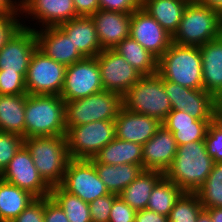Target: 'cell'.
Returning <instances> with one entry per match:
<instances>
[{
    "mask_svg": "<svg viewBox=\"0 0 222 222\" xmlns=\"http://www.w3.org/2000/svg\"><path fill=\"white\" fill-rule=\"evenodd\" d=\"M26 75L0 70V95L27 94Z\"/></svg>",
    "mask_w": 222,
    "mask_h": 222,
    "instance_id": "37",
    "label": "cell"
},
{
    "mask_svg": "<svg viewBox=\"0 0 222 222\" xmlns=\"http://www.w3.org/2000/svg\"><path fill=\"white\" fill-rule=\"evenodd\" d=\"M130 36L158 59L172 43V35L141 6L131 14Z\"/></svg>",
    "mask_w": 222,
    "mask_h": 222,
    "instance_id": "15",
    "label": "cell"
},
{
    "mask_svg": "<svg viewBox=\"0 0 222 222\" xmlns=\"http://www.w3.org/2000/svg\"><path fill=\"white\" fill-rule=\"evenodd\" d=\"M17 17L21 16L0 14V49L23 26Z\"/></svg>",
    "mask_w": 222,
    "mask_h": 222,
    "instance_id": "40",
    "label": "cell"
},
{
    "mask_svg": "<svg viewBox=\"0 0 222 222\" xmlns=\"http://www.w3.org/2000/svg\"><path fill=\"white\" fill-rule=\"evenodd\" d=\"M23 145L24 138L22 136L0 132V174Z\"/></svg>",
    "mask_w": 222,
    "mask_h": 222,
    "instance_id": "36",
    "label": "cell"
},
{
    "mask_svg": "<svg viewBox=\"0 0 222 222\" xmlns=\"http://www.w3.org/2000/svg\"><path fill=\"white\" fill-rule=\"evenodd\" d=\"M96 59L105 91H111L123 97L142 77L123 56L113 49H103Z\"/></svg>",
    "mask_w": 222,
    "mask_h": 222,
    "instance_id": "12",
    "label": "cell"
},
{
    "mask_svg": "<svg viewBox=\"0 0 222 222\" xmlns=\"http://www.w3.org/2000/svg\"><path fill=\"white\" fill-rule=\"evenodd\" d=\"M104 91L96 57H86L66 66L64 85L60 96L74 101Z\"/></svg>",
    "mask_w": 222,
    "mask_h": 222,
    "instance_id": "11",
    "label": "cell"
},
{
    "mask_svg": "<svg viewBox=\"0 0 222 222\" xmlns=\"http://www.w3.org/2000/svg\"><path fill=\"white\" fill-rule=\"evenodd\" d=\"M113 50L123 56L142 76L158 73V58L131 36L117 44Z\"/></svg>",
    "mask_w": 222,
    "mask_h": 222,
    "instance_id": "31",
    "label": "cell"
},
{
    "mask_svg": "<svg viewBox=\"0 0 222 222\" xmlns=\"http://www.w3.org/2000/svg\"><path fill=\"white\" fill-rule=\"evenodd\" d=\"M66 135L65 101L59 95L27 94L25 138Z\"/></svg>",
    "mask_w": 222,
    "mask_h": 222,
    "instance_id": "2",
    "label": "cell"
},
{
    "mask_svg": "<svg viewBox=\"0 0 222 222\" xmlns=\"http://www.w3.org/2000/svg\"><path fill=\"white\" fill-rule=\"evenodd\" d=\"M100 9L132 14L141 6V0H98Z\"/></svg>",
    "mask_w": 222,
    "mask_h": 222,
    "instance_id": "43",
    "label": "cell"
},
{
    "mask_svg": "<svg viewBox=\"0 0 222 222\" xmlns=\"http://www.w3.org/2000/svg\"><path fill=\"white\" fill-rule=\"evenodd\" d=\"M172 110L188 113L197 120H213L215 98L204 89H190L164 80Z\"/></svg>",
    "mask_w": 222,
    "mask_h": 222,
    "instance_id": "14",
    "label": "cell"
},
{
    "mask_svg": "<svg viewBox=\"0 0 222 222\" xmlns=\"http://www.w3.org/2000/svg\"><path fill=\"white\" fill-rule=\"evenodd\" d=\"M158 74L167 80L190 89H204L199 47L171 43L158 59Z\"/></svg>",
    "mask_w": 222,
    "mask_h": 222,
    "instance_id": "3",
    "label": "cell"
},
{
    "mask_svg": "<svg viewBox=\"0 0 222 222\" xmlns=\"http://www.w3.org/2000/svg\"><path fill=\"white\" fill-rule=\"evenodd\" d=\"M35 199L28 191L0 178V222H12Z\"/></svg>",
    "mask_w": 222,
    "mask_h": 222,
    "instance_id": "30",
    "label": "cell"
},
{
    "mask_svg": "<svg viewBox=\"0 0 222 222\" xmlns=\"http://www.w3.org/2000/svg\"><path fill=\"white\" fill-rule=\"evenodd\" d=\"M214 119L222 120V95L215 97Z\"/></svg>",
    "mask_w": 222,
    "mask_h": 222,
    "instance_id": "50",
    "label": "cell"
},
{
    "mask_svg": "<svg viewBox=\"0 0 222 222\" xmlns=\"http://www.w3.org/2000/svg\"><path fill=\"white\" fill-rule=\"evenodd\" d=\"M205 141L190 142L177 147V153L164 176L183 192L195 193L206 181L214 166Z\"/></svg>",
    "mask_w": 222,
    "mask_h": 222,
    "instance_id": "1",
    "label": "cell"
},
{
    "mask_svg": "<svg viewBox=\"0 0 222 222\" xmlns=\"http://www.w3.org/2000/svg\"><path fill=\"white\" fill-rule=\"evenodd\" d=\"M110 193L119 195L143 170L141 165L93 163Z\"/></svg>",
    "mask_w": 222,
    "mask_h": 222,
    "instance_id": "29",
    "label": "cell"
},
{
    "mask_svg": "<svg viewBox=\"0 0 222 222\" xmlns=\"http://www.w3.org/2000/svg\"><path fill=\"white\" fill-rule=\"evenodd\" d=\"M34 31L37 48L54 61L69 66L85 58L58 26L41 27Z\"/></svg>",
    "mask_w": 222,
    "mask_h": 222,
    "instance_id": "17",
    "label": "cell"
},
{
    "mask_svg": "<svg viewBox=\"0 0 222 222\" xmlns=\"http://www.w3.org/2000/svg\"><path fill=\"white\" fill-rule=\"evenodd\" d=\"M203 209L196 193L184 192L168 216L169 222H196Z\"/></svg>",
    "mask_w": 222,
    "mask_h": 222,
    "instance_id": "35",
    "label": "cell"
},
{
    "mask_svg": "<svg viewBox=\"0 0 222 222\" xmlns=\"http://www.w3.org/2000/svg\"><path fill=\"white\" fill-rule=\"evenodd\" d=\"M212 120H197L188 113L171 110L162 125L172 132L177 146L190 142L203 141Z\"/></svg>",
    "mask_w": 222,
    "mask_h": 222,
    "instance_id": "23",
    "label": "cell"
},
{
    "mask_svg": "<svg viewBox=\"0 0 222 222\" xmlns=\"http://www.w3.org/2000/svg\"><path fill=\"white\" fill-rule=\"evenodd\" d=\"M24 146L43 180L50 187L60 185L71 159L65 135L25 138Z\"/></svg>",
    "mask_w": 222,
    "mask_h": 222,
    "instance_id": "5",
    "label": "cell"
},
{
    "mask_svg": "<svg viewBox=\"0 0 222 222\" xmlns=\"http://www.w3.org/2000/svg\"><path fill=\"white\" fill-rule=\"evenodd\" d=\"M118 195L109 193L106 196L96 198L89 203L90 216L92 222H109L110 211L113 206L114 199Z\"/></svg>",
    "mask_w": 222,
    "mask_h": 222,
    "instance_id": "39",
    "label": "cell"
},
{
    "mask_svg": "<svg viewBox=\"0 0 222 222\" xmlns=\"http://www.w3.org/2000/svg\"><path fill=\"white\" fill-rule=\"evenodd\" d=\"M122 107V96L105 90L78 100L65 101L66 131L99 120L114 121Z\"/></svg>",
    "mask_w": 222,
    "mask_h": 222,
    "instance_id": "7",
    "label": "cell"
},
{
    "mask_svg": "<svg viewBox=\"0 0 222 222\" xmlns=\"http://www.w3.org/2000/svg\"><path fill=\"white\" fill-rule=\"evenodd\" d=\"M196 222H212V220L209 213L203 208L201 212L199 213V216Z\"/></svg>",
    "mask_w": 222,
    "mask_h": 222,
    "instance_id": "51",
    "label": "cell"
},
{
    "mask_svg": "<svg viewBox=\"0 0 222 222\" xmlns=\"http://www.w3.org/2000/svg\"><path fill=\"white\" fill-rule=\"evenodd\" d=\"M206 150L214 162H222V125L213 119L205 135Z\"/></svg>",
    "mask_w": 222,
    "mask_h": 222,
    "instance_id": "38",
    "label": "cell"
},
{
    "mask_svg": "<svg viewBox=\"0 0 222 222\" xmlns=\"http://www.w3.org/2000/svg\"><path fill=\"white\" fill-rule=\"evenodd\" d=\"M60 186L88 204L110 193L87 159H70Z\"/></svg>",
    "mask_w": 222,
    "mask_h": 222,
    "instance_id": "10",
    "label": "cell"
},
{
    "mask_svg": "<svg viewBox=\"0 0 222 222\" xmlns=\"http://www.w3.org/2000/svg\"><path fill=\"white\" fill-rule=\"evenodd\" d=\"M89 160L92 163L135 164L143 167L142 145L115 137Z\"/></svg>",
    "mask_w": 222,
    "mask_h": 222,
    "instance_id": "25",
    "label": "cell"
},
{
    "mask_svg": "<svg viewBox=\"0 0 222 222\" xmlns=\"http://www.w3.org/2000/svg\"><path fill=\"white\" fill-rule=\"evenodd\" d=\"M210 215L212 222H222V207L221 208H204Z\"/></svg>",
    "mask_w": 222,
    "mask_h": 222,
    "instance_id": "49",
    "label": "cell"
},
{
    "mask_svg": "<svg viewBox=\"0 0 222 222\" xmlns=\"http://www.w3.org/2000/svg\"><path fill=\"white\" fill-rule=\"evenodd\" d=\"M44 222H70L63 209L50 196L44 198Z\"/></svg>",
    "mask_w": 222,
    "mask_h": 222,
    "instance_id": "44",
    "label": "cell"
},
{
    "mask_svg": "<svg viewBox=\"0 0 222 222\" xmlns=\"http://www.w3.org/2000/svg\"><path fill=\"white\" fill-rule=\"evenodd\" d=\"M134 222H169L168 217L154 211L144 209L136 211Z\"/></svg>",
    "mask_w": 222,
    "mask_h": 222,
    "instance_id": "46",
    "label": "cell"
},
{
    "mask_svg": "<svg viewBox=\"0 0 222 222\" xmlns=\"http://www.w3.org/2000/svg\"><path fill=\"white\" fill-rule=\"evenodd\" d=\"M136 211L118 195L110 211L109 222H134Z\"/></svg>",
    "mask_w": 222,
    "mask_h": 222,
    "instance_id": "41",
    "label": "cell"
},
{
    "mask_svg": "<svg viewBox=\"0 0 222 222\" xmlns=\"http://www.w3.org/2000/svg\"><path fill=\"white\" fill-rule=\"evenodd\" d=\"M0 178L28 191L36 198L50 196L51 187L40 176L30 152L24 145L0 174Z\"/></svg>",
    "mask_w": 222,
    "mask_h": 222,
    "instance_id": "13",
    "label": "cell"
},
{
    "mask_svg": "<svg viewBox=\"0 0 222 222\" xmlns=\"http://www.w3.org/2000/svg\"><path fill=\"white\" fill-rule=\"evenodd\" d=\"M91 18L102 49H113L130 36L131 14L99 9Z\"/></svg>",
    "mask_w": 222,
    "mask_h": 222,
    "instance_id": "21",
    "label": "cell"
},
{
    "mask_svg": "<svg viewBox=\"0 0 222 222\" xmlns=\"http://www.w3.org/2000/svg\"><path fill=\"white\" fill-rule=\"evenodd\" d=\"M204 90L214 98L222 95V35L199 47Z\"/></svg>",
    "mask_w": 222,
    "mask_h": 222,
    "instance_id": "24",
    "label": "cell"
},
{
    "mask_svg": "<svg viewBox=\"0 0 222 222\" xmlns=\"http://www.w3.org/2000/svg\"><path fill=\"white\" fill-rule=\"evenodd\" d=\"M164 177L159 171L143 169L137 178L120 194V198L135 211L147 208L149 197L155 185Z\"/></svg>",
    "mask_w": 222,
    "mask_h": 222,
    "instance_id": "27",
    "label": "cell"
},
{
    "mask_svg": "<svg viewBox=\"0 0 222 222\" xmlns=\"http://www.w3.org/2000/svg\"><path fill=\"white\" fill-rule=\"evenodd\" d=\"M203 208L222 207V162H215L206 181L195 192Z\"/></svg>",
    "mask_w": 222,
    "mask_h": 222,
    "instance_id": "34",
    "label": "cell"
},
{
    "mask_svg": "<svg viewBox=\"0 0 222 222\" xmlns=\"http://www.w3.org/2000/svg\"><path fill=\"white\" fill-rule=\"evenodd\" d=\"M183 193L178 186L164 176L151 192L146 209L168 217Z\"/></svg>",
    "mask_w": 222,
    "mask_h": 222,
    "instance_id": "33",
    "label": "cell"
},
{
    "mask_svg": "<svg viewBox=\"0 0 222 222\" xmlns=\"http://www.w3.org/2000/svg\"><path fill=\"white\" fill-rule=\"evenodd\" d=\"M177 147L172 132L162 125L154 136L142 146L143 169L164 174L174 160Z\"/></svg>",
    "mask_w": 222,
    "mask_h": 222,
    "instance_id": "20",
    "label": "cell"
},
{
    "mask_svg": "<svg viewBox=\"0 0 222 222\" xmlns=\"http://www.w3.org/2000/svg\"><path fill=\"white\" fill-rule=\"evenodd\" d=\"M50 197L63 209L70 222H92L89 204L60 185L51 187Z\"/></svg>",
    "mask_w": 222,
    "mask_h": 222,
    "instance_id": "32",
    "label": "cell"
},
{
    "mask_svg": "<svg viewBox=\"0 0 222 222\" xmlns=\"http://www.w3.org/2000/svg\"><path fill=\"white\" fill-rule=\"evenodd\" d=\"M222 35V17L209 7L190 0L182 14L172 42L178 45L201 47Z\"/></svg>",
    "mask_w": 222,
    "mask_h": 222,
    "instance_id": "4",
    "label": "cell"
},
{
    "mask_svg": "<svg viewBox=\"0 0 222 222\" xmlns=\"http://www.w3.org/2000/svg\"><path fill=\"white\" fill-rule=\"evenodd\" d=\"M219 124L222 125V120H216Z\"/></svg>",
    "mask_w": 222,
    "mask_h": 222,
    "instance_id": "52",
    "label": "cell"
},
{
    "mask_svg": "<svg viewBox=\"0 0 222 222\" xmlns=\"http://www.w3.org/2000/svg\"><path fill=\"white\" fill-rule=\"evenodd\" d=\"M74 47L86 58L96 57L103 49L99 44L96 27L91 17L78 16L58 26Z\"/></svg>",
    "mask_w": 222,
    "mask_h": 222,
    "instance_id": "22",
    "label": "cell"
},
{
    "mask_svg": "<svg viewBox=\"0 0 222 222\" xmlns=\"http://www.w3.org/2000/svg\"><path fill=\"white\" fill-rule=\"evenodd\" d=\"M27 94L0 95V132L25 139V105Z\"/></svg>",
    "mask_w": 222,
    "mask_h": 222,
    "instance_id": "26",
    "label": "cell"
},
{
    "mask_svg": "<svg viewBox=\"0 0 222 222\" xmlns=\"http://www.w3.org/2000/svg\"><path fill=\"white\" fill-rule=\"evenodd\" d=\"M189 1L141 0V7L173 36L179 28L183 11Z\"/></svg>",
    "mask_w": 222,
    "mask_h": 222,
    "instance_id": "28",
    "label": "cell"
},
{
    "mask_svg": "<svg viewBox=\"0 0 222 222\" xmlns=\"http://www.w3.org/2000/svg\"><path fill=\"white\" fill-rule=\"evenodd\" d=\"M114 121L99 120L77 125L66 131L68 154L71 159H92L115 138Z\"/></svg>",
    "mask_w": 222,
    "mask_h": 222,
    "instance_id": "8",
    "label": "cell"
},
{
    "mask_svg": "<svg viewBox=\"0 0 222 222\" xmlns=\"http://www.w3.org/2000/svg\"><path fill=\"white\" fill-rule=\"evenodd\" d=\"M36 48L34 28L23 24L0 49V70L27 74L30 59Z\"/></svg>",
    "mask_w": 222,
    "mask_h": 222,
    "instance_id": "16",
    "label": "cell"
},
{
    "mask_svg": "<svg viewBox=\"0 0 222 222\" xmlns=\"http://www.w3.org/2000/svg\"><path fill=\"white\" fill-rule=\"evenodd\" d=\"M199 4L209 7L222 17V0H196Z\"/></svg>",
    "mask_w": 222,
    "mask_h": 222,
    "instance_id": "48",
    "label": "cell"
},
{
    "mask_svg": "<svg viewBox=\"0 0 222 222\" xmlns=\"http://www.w3.org/2000/svg\"><path fill=\"white\" fill-rule=\"evenodd\" d=\"M21 0H0V14L3 15H20L21 13Z\"/></svg>",
    "mask_w": 222,
    "mask_h": 222,
    "instance_id": "47",
    "label": "cell"
},
{
    "mask_svg": "<svg viewBox=\"0 0 222 222\" xmlns=\"http://www.w3.org/2000/svg\"><path fill=\"white\" fill-rule=\"evenodd\" d=\"M12 222H44V198H36Z\"/></svg>",
    "mask_w": 222,
    "mask_h": 222,
    "instance_id": "42",
    "label": "cell"
},
{
    "mask_svg": "<svg viewBox=\"0 0 222 222\" xmlns=\"http://www.w3.org/2000/svg\"><path fill=\"white\" fill-rule=\"evenodd\" d=\"M115 137L129 142L144 145L151 139L162 122L154 117L126 110L122 107L114 120Z\"/></svg>",
    "mask_w": 222,
    "mask_h": 222,
    "instance_id": "18",
    "label": "cell"
},
{
    "mask_svg": "<svg viewBox=\"0 0 222 222\" xmlns=\"http://www.w3.org/2000/svg\"><path fill=\"white\" fill-rule=\"evenodd\" d=\"M126 110L144 114L163 122L172 110L164 88V80L157 73L142 76L122 97Z\"/></svg>",
    "mask_w": 222,
    "mask_h": 222,
    "instance_id": "6",
    "label": "cell"
},
{
    "mask_svg": "<svg viewBox=\"0 0 222 222\" xmlns=\"http://www.w3.org/2000/svg\"><path fill=\"white\" fill-rule=\"evenodd\" d=\"M66 66L35 49L26 75V90L30 95H59L64 85Z\"/></svg>",
    "mask_w": 222,
    "mask_h": 222,
    "instance_id": "9",
    "label": "cell"
},
{
    "mask_svg": "<svg viewBox=\"0 0 222 222\" xmlns=\"http://www.w3.org/2000/svg\"><path fill=\"white\" fill-rule=\"evenodd\" d=\"M78 16L91 17L100 9L98 0H73Z\"/></svg>",
    "mask_w": 222,
    "mask_h": 222,
    "instance_id": "45",
    "label": "cell"
},
{
    "mask_svg": "<svg viewBox=\"0 0 222 222\" xmlns=\"http://www.w3.org/2000/svg\"><path fill=\"white\" fill-rule=\"evenodd\" d=\"M21 15L25 13L43 27H57L78 17L73 0H21Z\"/></svg>",
    "mask_w": 222,
    "mask_h": 222,
    "instance_id": "19",
    "label": "cell"
}]
</instances>
